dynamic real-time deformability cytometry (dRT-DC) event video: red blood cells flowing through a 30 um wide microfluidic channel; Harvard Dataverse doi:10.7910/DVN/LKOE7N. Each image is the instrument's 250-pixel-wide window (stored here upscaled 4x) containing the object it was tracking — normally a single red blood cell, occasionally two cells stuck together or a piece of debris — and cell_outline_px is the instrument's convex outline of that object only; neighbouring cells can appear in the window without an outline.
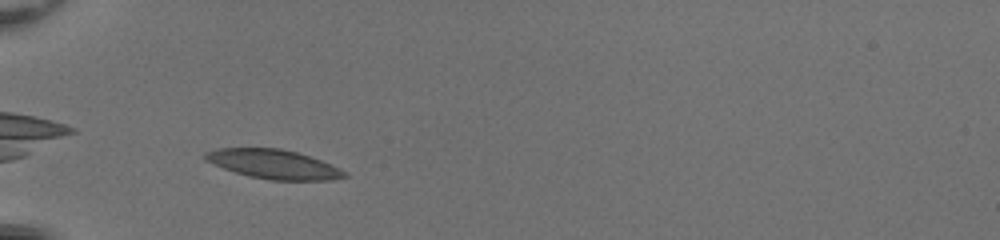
{"species": "common noctule bat (a hibernating species)", "species_latin": "Nyctalus noctula", "temperature_condition": "room temperature", "stored_images_in_passage": 36, "camera_frame_rate_fps": 3000, "um_per_image_px": 0.085, "animal": {"sex": "female", "body_mass_g": 20.0, "forearm_length_mm": 54.0}, "frame": {"image": 1, "passage_image": 3, "time_ms": 0.667, "image_size_px": [1000, 240], "cell_outline_px": [[348, 176], [332, 180], [272, 180], [248, 176], [224, 168], [204, 160], [204, 152], [216, 148], [280, 148], [296, 152], [320, 160], [348, 172]], "centroid_in_image_um": [23.24, 13.95], "position_along_channel_um": 61.8, "area_um2": 23.58}}
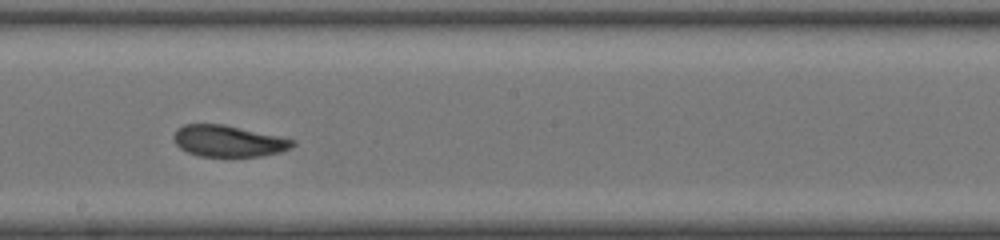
{"frame": {"image": 2, "passage_image": 16, "time_ms": 5.0, "image_size_px": [1000, 240], "cell_outline_px": [[296, 144], [280, 152], [260, 156], [200, 156], [188, 152], [180, 148], [176, 144], [172, 136], [176, 128], [184, 124], [224, 124], [296, 140]], "centroid_in_image_um": [19.37, 11.98], "position_along_channel_um": 228.8, "area_um2": 21.68}}
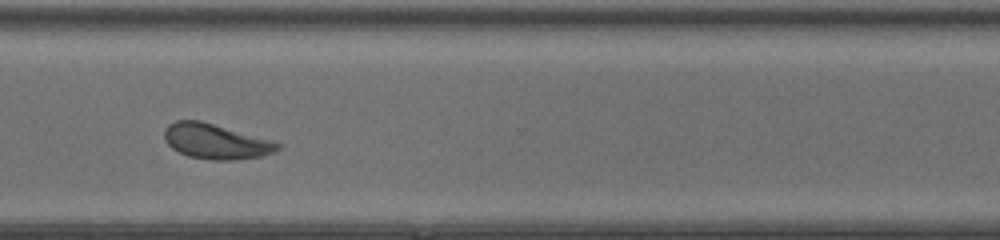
{"frame": {"image": 3, "passage_image": 25, "time_ms": 8.0, "image_size_px": [1000, 240], "cell_outline_px": [[284, 144], [280, 148], [272, 152], [260, 156], [232, 160], [208, 160], [188, 156], [172, 148], [168, 144], [164, 136], [164, 132], [168, 124], [176, 120], [200, 120], [272, 140]], "centroid_in_image_um": [18.34, 12.01], "position_along_channel_um": 352.3, "area_um2": 23.12}, "authors_computed_cell_mechanics": {"area_um2": 22.1374, "velocity_mm_per_s": 4.1254, "shape_relaxation_time_tau1_ms": 7.9755, "shape_relaxation_time_tau2_ms": 2.0295, "deformation_change_tau1": 0.1731, "deformation_change_tau2": 0.0797}}